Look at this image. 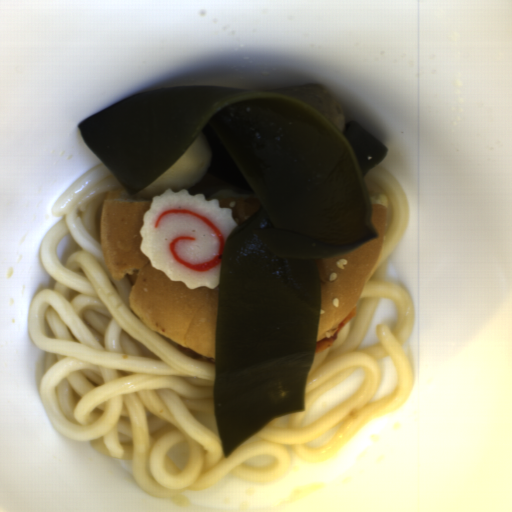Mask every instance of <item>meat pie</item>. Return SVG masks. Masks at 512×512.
<instances>
[{
	"label": "meat pie",
	"mask_w": 512,
	"mask_h": 512,
	"mask_svg": "<svg viewBox=\"0 0 512 512\" xmlns=\"http://www.w3.org/2000/svg\"><path fill=\"white\" fill-rule=\"evenodd\" d=\"M139 271H140L139 269H135V270L133 271V273H132V274L127 273V274L124 276V277H125L126 282H127L130 286H134V285H135V283H136V281H137V279H138V272H139Z\"/></svg>",
	"instance_id": "meat-pie-3"
},
{
	"label": "meat pie",
	"mask_w": 512,
	"mask_h": 512,
	"mask_svg": "<svg viewBox=\"0 0 512 512\" xmlns=\"http://www.w3.org/2000/svg\"><path fill=\"white\" fill-rule=\"evenodd\" d=\"M356 314H357L356 309H355V307H353L349 311V313L342 319V321L338 324V328L334 332L333 335H331L327 338L315 341L314 348H313V355L324 352L326 348L331 347L332 344L337 339L339 332L354 318V316Z\"/></svg>",
	"instance_id": "meat-pie-1"
},
{
	"label": "meat pie",
	"mask_w": 512,
	"mask_h": 512,
	"mask_svg": "<svg viewBox=\"0 0 512 512\" xmlns=\"http://www.w3.org/2000/svg\"><path fill=\"white\" fill-rule=\"evenodd\" d=\"M176 348L182 353V354H186V355H189V356H193L195 357L196 359H198L199 361H203V362H206V363H210V364H213L216 366V357H206L204 355H201L199 353H197L196 351L194 350H191L189 348H186L184 346H181L179 344L176 345Z\"/></svg>",
	"instance_id": "meat-pie-2"
}]
</instances>
